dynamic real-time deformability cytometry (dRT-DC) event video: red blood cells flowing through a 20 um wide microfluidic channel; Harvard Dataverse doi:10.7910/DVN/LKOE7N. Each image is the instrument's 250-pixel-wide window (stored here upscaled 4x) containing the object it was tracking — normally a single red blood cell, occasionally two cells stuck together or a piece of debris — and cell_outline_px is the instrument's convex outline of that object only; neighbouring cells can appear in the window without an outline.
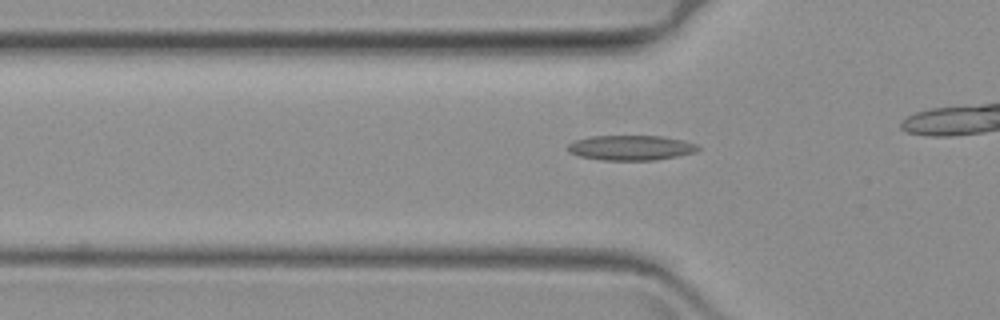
{"species": "common noctule bat (a hibernating species)", "species_latin": "Nyctalus noctula", "temperature_condition": "warm", "stored_images_in_passage": 49, "camera_frame_rate_fps": 3000, "um_per_image_px": 0.085, "animal": {"sex": "female", "body_mass_g": 19.3, "forearm_length_mm": 54.1}, "frame": {"image": 1, "passage_image": 20, "time_ms": 6.333, "image_size_px": [1000, 320], "cell_outline_px": [[700, 148], [696, 152], [656, 160], [600, 160], [580, 156], [568, 152], [568, 144], [576, 140], [592, 136], [660, 136], [680, 140], [696, 144]], "centroid_in_image_um": [53.6, 12.56], "position_along_channel_um": 72.2, "area_um2": 18.79}}
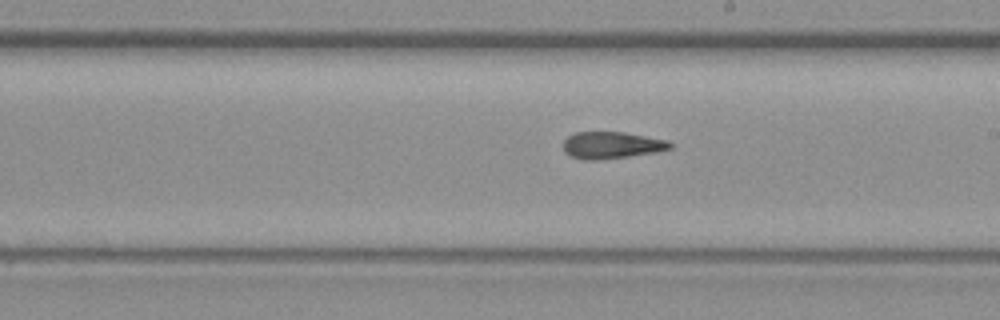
{"frame": {"image": 2, "passage_image": 35, "time_ms": 11.333, "image_size_px": [1000, 320], "cell_outline_px": [[672, 148], [656, 152], [600, 160], [584, 160], [572, 156], [564, 152], [564, 140], [568, 136], [576, 132], [624, 132], [668, 140], [672, 144]], "centroid_in_image_um": [51.99, 12.34], "position_along_channel_um": 237.0, "area_um2": 16.7}}
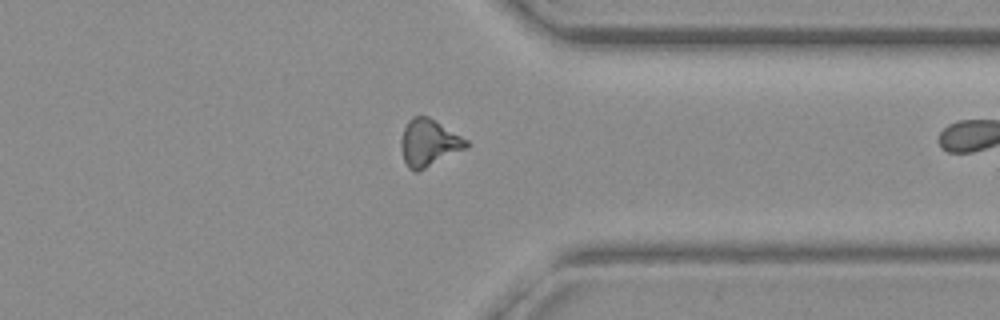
{"frame": {"image": 3, "passage_image": 48, "time_ms": 15.667, "image_size_px": [1000, 320], "cell_outline_px": [[468, 148], [416, 172], [408, 168], [404, 160], [400, 148], [400, 140], [404, 128], [408, 120], [412, 116], [428, 116], [436, 120], [468, 140]], "centroid_in_image_um": [36.44, 12.12], "position_along_channel_um": 375.0, "area_um2": 17.98}}